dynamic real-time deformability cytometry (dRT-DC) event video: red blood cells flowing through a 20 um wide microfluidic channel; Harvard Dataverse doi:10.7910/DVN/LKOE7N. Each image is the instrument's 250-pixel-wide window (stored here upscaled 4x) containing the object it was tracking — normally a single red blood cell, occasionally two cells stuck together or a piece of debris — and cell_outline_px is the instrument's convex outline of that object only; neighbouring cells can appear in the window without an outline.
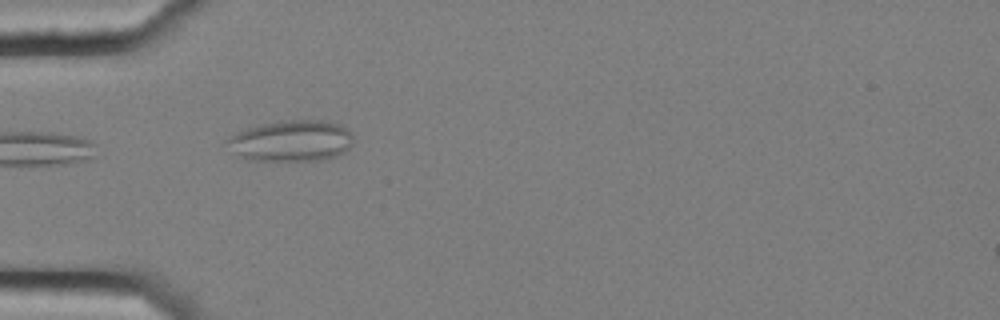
{"species": "common noctule bat (a hibernating species)", "species_latin": "Nyctalus noctula", "temperature_condition": "cold", "stored_images_in_passage": 7, "camera_frame_rate_fps": 3000, "um_per_image_px": 0.085, "animal": {"sex": "female", "body_mass_g": 25.1}, "frame": {"image": 1, "passage_image": 4, "time_ms": 1.0, "image_size_px": [1000, 320], "cell_outline_px": [[352, 144], [344, 152], [336, 156], [320, 160], [248, 160], [236, 156], [224, 140], [236, 132], [248, 128], [280, 120], [324, 120], [340, 124], [352, 132]], "centroid_in_image_um": [24.75, 11.97], "position_along_channel_um": 60.2, "area_um2": 30.4}}